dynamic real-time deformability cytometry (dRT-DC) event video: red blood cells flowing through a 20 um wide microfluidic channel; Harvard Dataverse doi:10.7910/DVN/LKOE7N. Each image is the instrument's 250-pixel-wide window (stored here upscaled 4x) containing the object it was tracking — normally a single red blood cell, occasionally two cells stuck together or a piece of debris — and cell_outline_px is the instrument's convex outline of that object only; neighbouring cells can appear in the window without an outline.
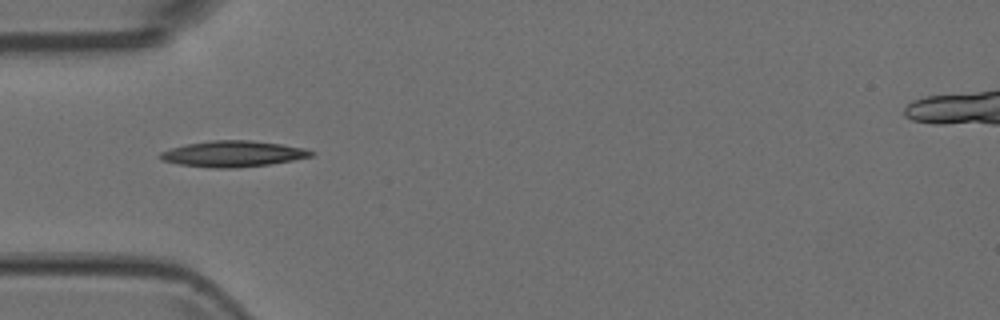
{"species": "Egyptian fruit bat (a non-hibernating species)", "species_latin": "Rousettus aegyptiacus", "temperature_condition": "room temperature", "stored_images_in_passage": 11, "camera_frame_rate_fps": 3000, "um_per_image_px": 0.085, "animal": {"sex": "female"}, "frame": {"image": 1, "passage_image": 1, "time_ms": 0.0, "image_size_px": [1000, 320], "cell_outline_px": [[316, 152], [312, 156], [292, 160], [268, 164], [232, 168], [212, 168], [180, 164], [160, 160], [156, 156], [160, 152], [184, 144], [208, 140], [252, 140], [280, 144], [304, 148]], "centroid_in_image_um": [19.75, 13.07], "position_along_channel_um": 65.3, "area_um2": 22.89}}
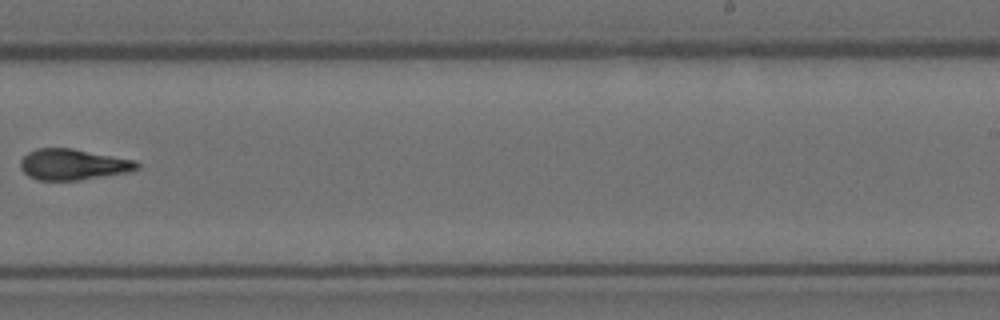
{"frame": {"image": 2, "passage_image": 6, "time_ms": 1.667, "image_size_px": [1000, 320], "cell_outline_px": [[140, 168], [128, 172], [80, 180], [36, 180], [28, 176], [20, 168], [20, 160], [28, 152], [36, 148], [72, 148], [136, 160], [140, 164]], "centroid_in_image_um": [6.21, 13.98], "position_along_channel_um": 282.8, "area_um2": 21.15}}
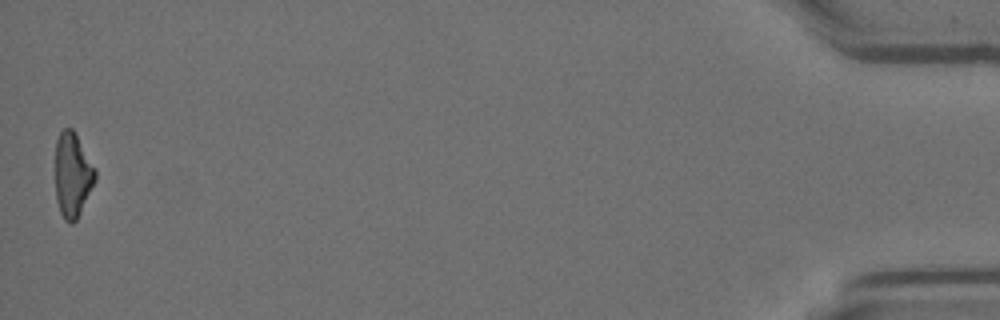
{"frame": {"image": 3, "passage_image": 11, "time_ms": 3.333, "image_size_px": [1000, 320], "cell_outline_px": [[96, 180], [76, 220], [72, 224], [64, 220], [60, 212], [56, 200], [56, 140], [60, 132], [64, 128], [72, 128], [96, 168]], "centroid_in_image_um": [6.17, 14.87], "position_along_channel_um": 429.0, "area_um2": 19.59}}